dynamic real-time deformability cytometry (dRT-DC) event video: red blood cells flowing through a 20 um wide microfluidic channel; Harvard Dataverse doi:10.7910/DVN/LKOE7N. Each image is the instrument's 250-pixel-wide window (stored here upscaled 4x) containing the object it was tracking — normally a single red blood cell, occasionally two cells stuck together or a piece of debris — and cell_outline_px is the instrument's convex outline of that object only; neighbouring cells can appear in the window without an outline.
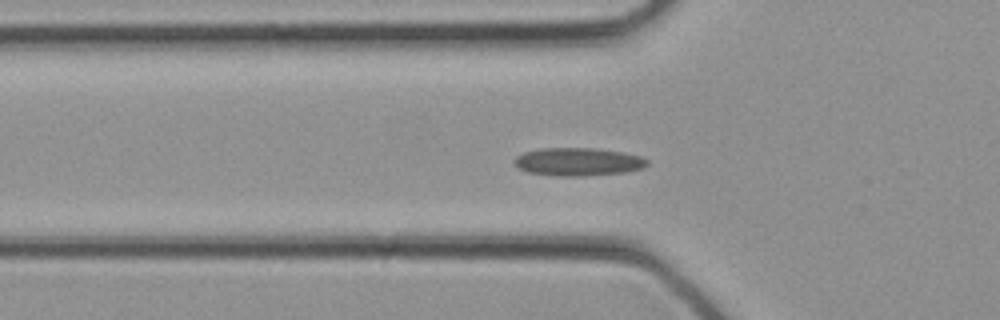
{"species": "common noctule bat (a hibernating species)", "species_latin": "Nyctalus noctula", "temperature_condition": "cold", "stored_images_in_passage": 28, "camera_frame_rate_fps": 3000, "um_per_image_px": 0.085, "animal": {"sex": "female", "body_mass_g": 21.9}, "frame": {"image": 1, "passage_image": 5, "time_ms": 1.333, "image_size_px": [1000, 320], "cell_outline_px": [[648, 164], [644, 168], [624, 172], [584, 176], [556, 176], [528, 172], [516, 168], [512, 160], [516, 156], [524, 152], [540, 148], [596, 148], [624, 152], [640, 156], [648, 160]], "centroid_in_image_um": [49.11, 13.75], "position_along_channel_um": 76.7, "area_um2": 21.96}}
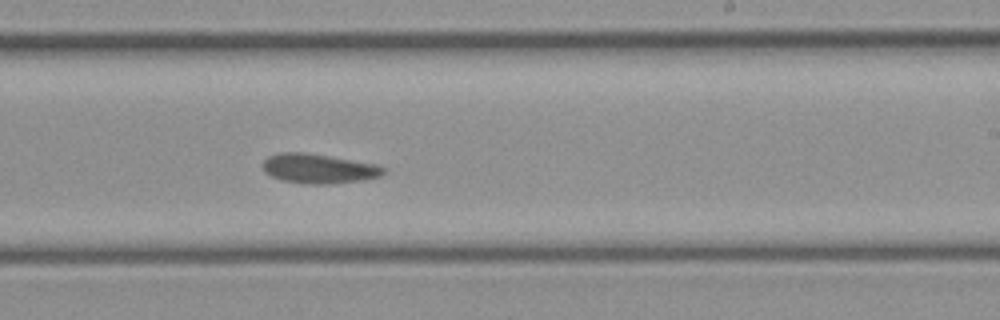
{"frame": {"image": 2, "passage_image": 14, "time_ms": 4.333, "image_size_px": [1000, 320], "cell_outline_px": [[388, 172], [380, 176], [364, 180], [328, 184], [304, 184], [280, 180], [264, 172], [260, 164], [268, 156], [280, 152], [304, 152], [380, 164], [388, 168]], "centroid_in_image_um": [27.12, 14.33], "position_along_channel_um": 261.9, "area_um2": 21.33}}
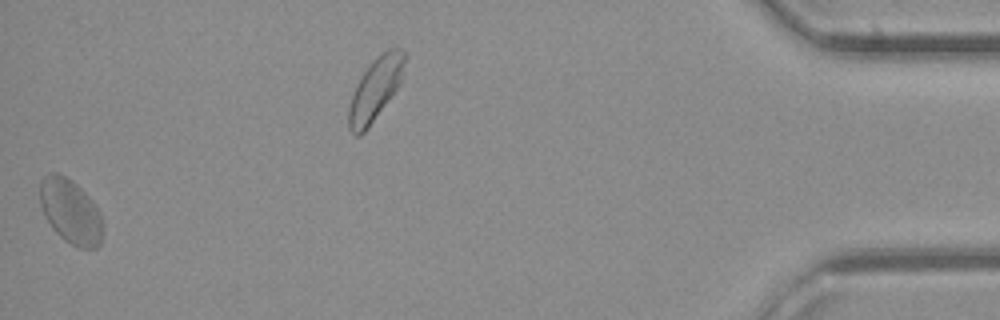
{"frame": {"image": 3, "passage_image": 27, "time_ms": 8.667, "image_size_px": [1000, 320], "cell_outline_px": [[100, 244], [96, 248], [76, 248], [64, 240], [52, 228], [44, 216], [40, 204], [40, 180], [48, 172], [56, 172], [72, 180], [88, 196], [100, 212]], "centroid_in_image_um": [5.94, 17.96], "position_along_channel_um": 429.3, "area_um2": 23.41}}